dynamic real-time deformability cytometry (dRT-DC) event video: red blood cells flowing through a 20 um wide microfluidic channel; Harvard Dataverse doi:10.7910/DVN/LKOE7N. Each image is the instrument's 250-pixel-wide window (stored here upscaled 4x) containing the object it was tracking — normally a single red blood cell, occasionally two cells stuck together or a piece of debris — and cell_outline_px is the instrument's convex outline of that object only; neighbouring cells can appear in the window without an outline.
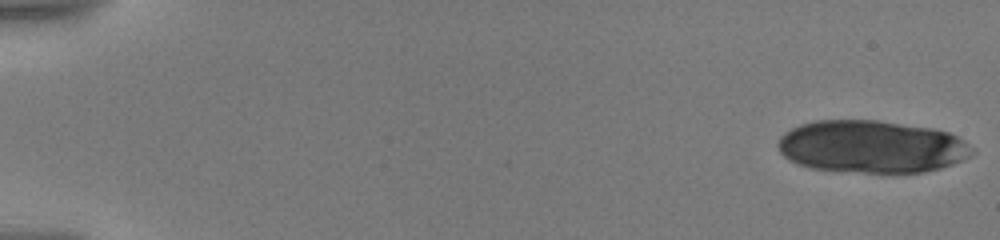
{"species": "human", "species_latin": "Homo sapiens", "temperature_condition": "warm", "stored_images_in_passage": 9, "camera_frame_rate_fps": 3000, "um_per_image_px": 0.085, "donor": {"sex": "male"}, "frame": {"image": 1, "passage_image": 1, "time_ms": 0.0, "image_size_px": [1000, 240], "cell_outline_px": [[976, 152], [972, 156], [964, 160], [940, 168], [924, 172], [864, 172], [812, 168], [788, 160], [780, 152], [776, 144], [780, 136], [784, 132], [800, 124], [816, 120], [876, 120], [932, 128], [948, 132], [964, 140]], "centroid_in_image_um": [74.09, 12.46], "position_along_channel_um": 10.9, "area_um2": 59.42}}